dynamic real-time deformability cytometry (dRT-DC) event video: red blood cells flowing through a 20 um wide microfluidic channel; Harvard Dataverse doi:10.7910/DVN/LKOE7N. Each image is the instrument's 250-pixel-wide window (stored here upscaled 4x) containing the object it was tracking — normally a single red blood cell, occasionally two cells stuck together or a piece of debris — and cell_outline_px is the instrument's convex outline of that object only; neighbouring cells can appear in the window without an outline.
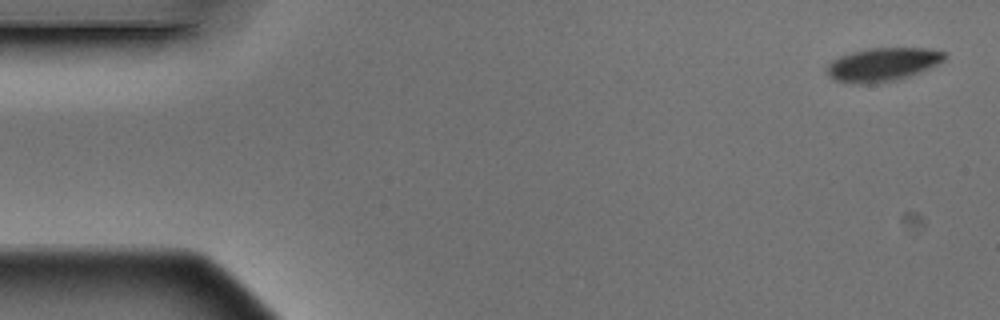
{"species": "Egyptian fruit bat (a non-hibernating species)", "species_latin": "Rousettus aegyptiacus", "temperature_condition": "warm", "stored_images_in_passage": 6, "camera_frame_rate_fps": 3000, "um_per_image_px": 0.085, "animal": {"sex": "male"}, "frame": {"image": 1, "passage_image": 1, "time_ms": 0.0, "image_size_px": [1000, 320], "cell_outline_px": [[944, 60], [928, 68], [908, 76], [896, 80], [872, 84], [860, 84], [836, 80], [828, 76], [828, 64], [832, 60], [840, 56], [852, 52], [868, 48], [928, 48], [944, 52]], "centroid_in_image_um": [75.0, 5.48], "position_along_channel_um": 10.0, "area_um2": 22.6}}